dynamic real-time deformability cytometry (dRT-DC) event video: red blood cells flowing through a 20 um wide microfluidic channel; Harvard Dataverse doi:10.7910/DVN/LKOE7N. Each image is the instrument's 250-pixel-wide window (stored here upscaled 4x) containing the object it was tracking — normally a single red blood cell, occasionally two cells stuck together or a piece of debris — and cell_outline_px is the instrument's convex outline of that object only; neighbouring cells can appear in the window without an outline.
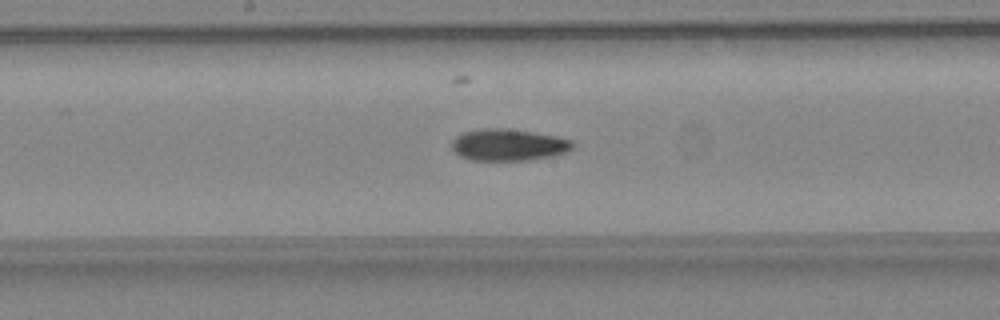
{"species": "common noctule bat (a hibernating species)", "species_latin": "Nyctalus noctula", "temperature_condition": "warm", "stored_images_in_passage": 37, "camera_frame_rate_fps": 3000, "um_per_image_px": 0.085, "animal": {"sex": "female", "body_mass_g": 24.6, "forearm_length_mm": 56.2}, "frame": {"image": 1, "passage_image": 23, "time_ms": 7.333, "image_size_px": [1000, 320], "cell_outline_px": [[576, 144], [568, 152], [552, 156], [532, 160], [468, 160], [460, 156], [452, 148], [452, 140], [456, 136], [464, 132], [480, 128], [512, 128], [556, 136], [572, 140]], "centroid_in_image_um": [43.24, 12.3], "position_along_channel_um": 205.0, "area_um2": 22.72}}
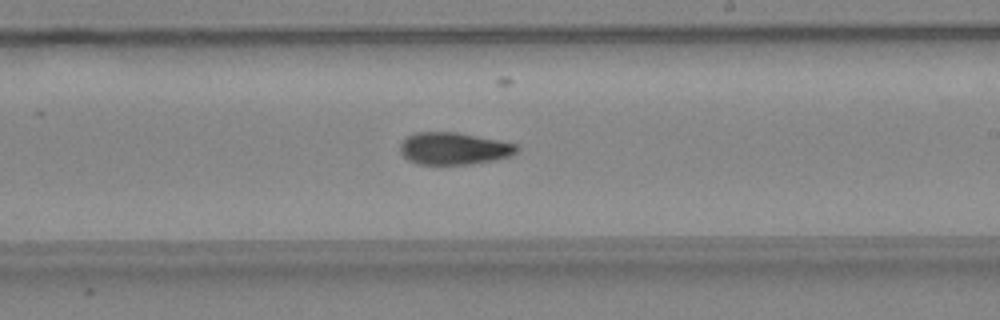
{"frame": {"image": 2, "passage_image": 26, "time_ms": 8.333, "image_size_px": [1000, 320], "cell_outline_px": [[520, 148], [512, 156], [496, 160], [472, 164], [416, 164], [408, 160], [400, 152], [400, 144], [404, 136], [412, 132], [456, 132], [500, 140], [516, 144]], "centroid_in_image_um": [38.56, 12.62], "position_along_channel_um": 250.4, "area_um2": 22.25}}
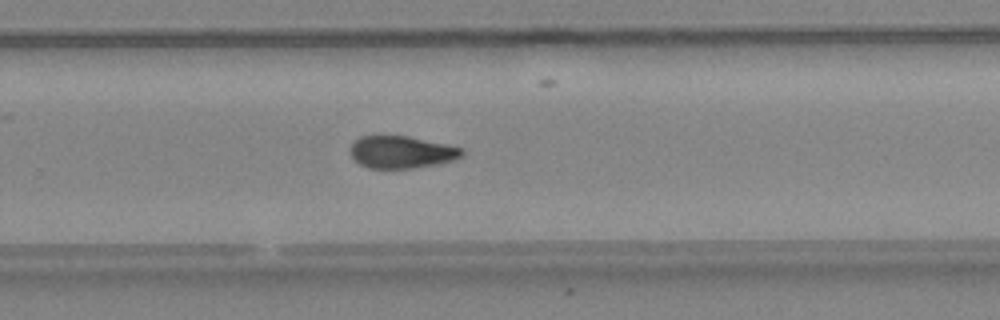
{"frame": {"image": 3, "passage_image": 29, "time_ms": 9.333, "image_size_px": [1000, 320], "cell_outline_px": [[464, 156], [456, 160], [440, 164], [416, 168], [368, 168], [360, 164], [348, 152], [352, 140], [360, 136], [376, 132], [384, 132], [408, 136], [448, 144], [464, 148]], "centroid_in_image_um": [34.1, 12.87], "position_along_channel_um": 295.7, "area_um2": 22.31}, "authors_computed_cell_mechanics": {"area_um2": 22.253, "velocity_mm_per_s": 4.5645, "shape_relaxation_time_tau1_ms": null, "shape_relaxation_time_tau2_ms": 4.7697, "deformation_change_tau1": null, "deformation_change_tau2": 0.1294}}